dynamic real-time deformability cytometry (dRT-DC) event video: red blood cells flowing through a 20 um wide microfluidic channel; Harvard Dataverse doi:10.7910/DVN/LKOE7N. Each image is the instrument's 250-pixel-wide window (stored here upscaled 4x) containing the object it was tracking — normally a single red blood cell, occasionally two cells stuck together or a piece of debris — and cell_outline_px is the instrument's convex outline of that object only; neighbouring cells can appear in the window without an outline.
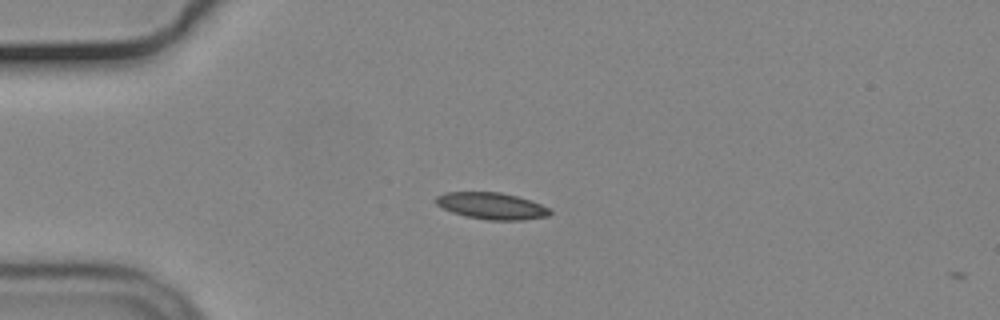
{"species": "common noctule bat (a hibernating species)", "species_latin": "Nyctalus noctula", "temperature_condition": "cold", "stored_images_in_passage": 2, "camera_frame_rate_fps": 3000, "um_per_image_px": 0.085, "animal": {"sex": "male", "body_mass_g": 19.2, "forearm_length_mm": 51.8}, "frame": {"image": 1, "passage_image": 1, "time_ms": 0.0, "image_size_px": [1000, 320], "cell_outline_px": [[552, 212], [548, 216], [524, 220], [488, 220], [464, 216], [452, 212], [436, 204], [436, 196], [448, 192], [500, 192], [516, 196], [540, 204], [548, 208]], "centroid_in_image_um": [41.78, 17.51], "position_along_channel_um": 43.2, "area_um2": 17.57}}